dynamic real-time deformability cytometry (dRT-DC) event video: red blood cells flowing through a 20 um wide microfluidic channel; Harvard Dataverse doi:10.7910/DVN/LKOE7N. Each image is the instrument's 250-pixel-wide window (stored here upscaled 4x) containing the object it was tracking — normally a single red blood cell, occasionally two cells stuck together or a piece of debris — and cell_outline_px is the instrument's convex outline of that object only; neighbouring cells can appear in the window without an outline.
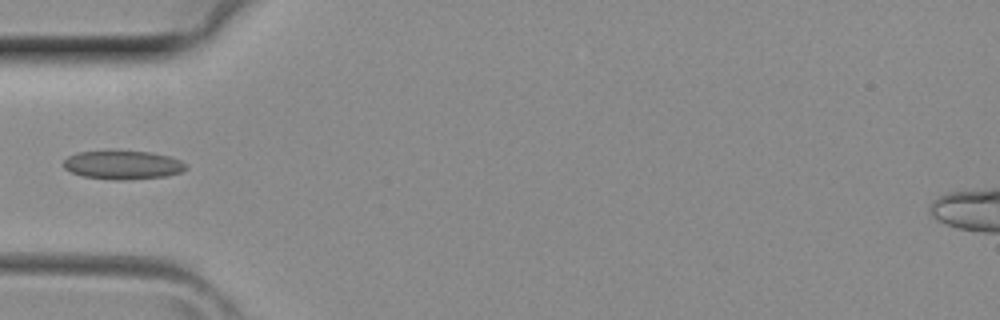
{"species": "common noctule bat (a hibernating species)", "species_latin": "Nyctalus noctula", "temperature_condition": "room temperature", "stored_images_in_passage": 3, "camera_frame_rate_fps": 3000, "um_per_image_px": 0.085, "animal": {"sex": "female", "body_mass_g": 29.2, "forearm_length_mm": 56.3}, "frame": {"image": 1, "passage_image": 3, "time_ms": 0.667, "image_size_px": [1000, 320], "cell_outline_px": [[188, 168], [180, 172], [168, 176], [84, 176], [72, 172], [64, 168], [64, 160], [68, 156], [76, 152], [152, 152], [168, 156], [180, 160]], "centroid_in_image_um": [10.45, 13.96], "position_along_channel_um": 74.6, "area_um2": 18.73}}